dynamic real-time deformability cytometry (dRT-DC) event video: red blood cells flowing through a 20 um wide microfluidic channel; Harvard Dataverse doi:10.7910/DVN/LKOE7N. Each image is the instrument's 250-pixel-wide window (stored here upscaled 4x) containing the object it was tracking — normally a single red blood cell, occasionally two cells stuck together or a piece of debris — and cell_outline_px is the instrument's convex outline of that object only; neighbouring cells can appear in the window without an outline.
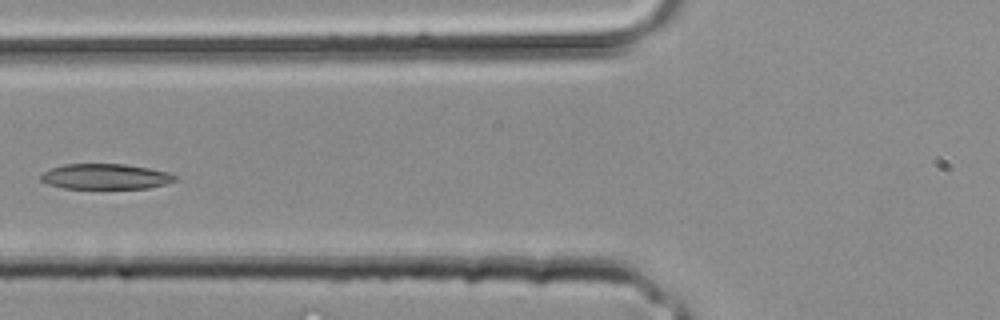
{"species": "common noctule bat (a hibernating species)", "species_latin": "Nyctalus noctula", "temperature_condition": "room temperature", "stored_images_in_passage": 16, "camera_frame_rate_fps": 3000, "um_per_image_px": 0.085, "animal": {"sex": "male", "body_mass_g": 20.4}, "frame": {"image": 1, "passage_image": 7, "time_ms": 2.0, "image_size_px": [1000, 320], "cell_outline_px": [[176, 180], [164, 184], [148, 188], [64, 188], [48, 184], [40, 180], [40, 176], [44, 172], [52, 168], [64, 164], [124, 164], [148, 168], [168, 172], [176, 176]], "centroid_in_image_um": [8.95, 15.0], "position_along_channel_um": 116.8, "area_um2": 19.65}}
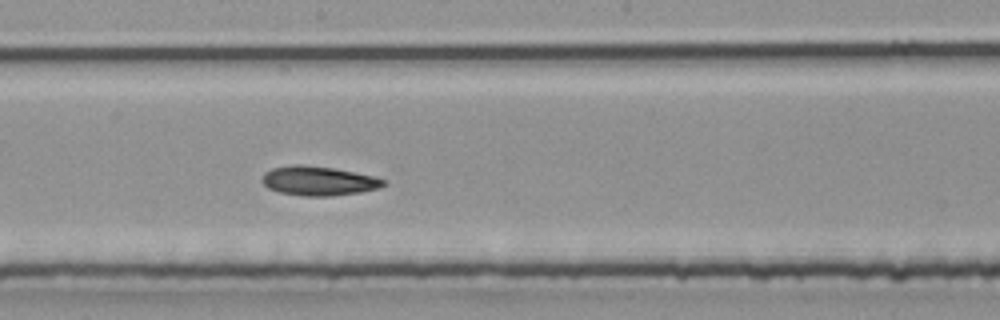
{"frame": {"image": 2, "passage_image": 12, "time_ms": 3.667, "image_size_px": [1000, 320], "cell_outline_px": [[384, 184], [376, 188], [360, 192], [332, 196], [304, 196], [280, 192], [268, 188], [260, 180], [264, 172], [272, 168], [292, 164], [300, 164], [332, 168], [372, 176], [384, 180]], "centroid_in_image_um": [26.98, 15.37], "position_along_channel_um": 221.2, "area_um2": 20.46}}
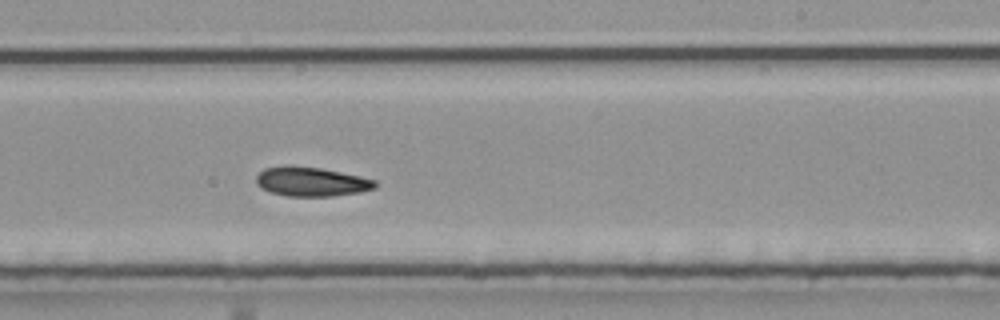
{"frame": {"image": 3, "passage_image": 14, "time_ms": 4.333, "image_size_px": [1000, 320], "cell_outline_px": [[376, 188], [360, 192], [332, 196], [288, 196], [272, 192], [260, 188], [256, 184], [256, 176], [264, 168], [284, 164], [288, 164], [320, 168], [360, 176], [376, 180]], "centroid_in_image_um": [26.43, 15.42], "position_along_channel_um": 262.6, "area_um2": 20.46}}